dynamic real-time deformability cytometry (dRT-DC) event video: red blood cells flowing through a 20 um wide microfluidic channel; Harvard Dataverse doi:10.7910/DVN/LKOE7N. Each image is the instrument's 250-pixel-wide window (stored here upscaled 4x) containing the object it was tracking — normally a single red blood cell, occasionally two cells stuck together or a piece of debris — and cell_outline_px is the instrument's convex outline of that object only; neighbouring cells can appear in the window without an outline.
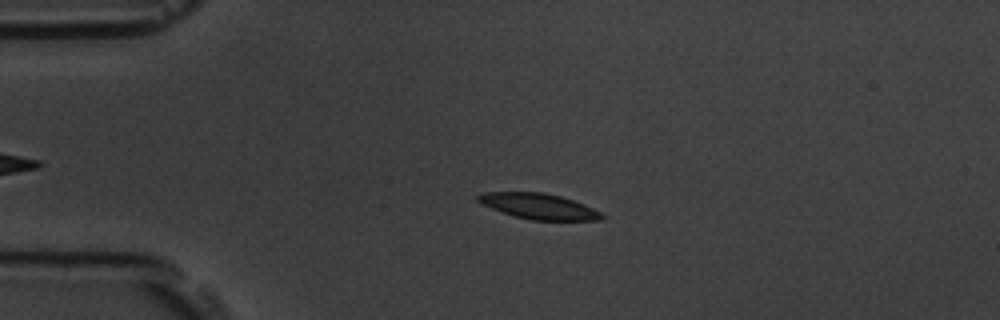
{"species": "common noctule bat (a hibernating species)", "species_latin": "Nyctalus noctula", "temperature_condition": "room temperature", "stored_images_in_passage": 56, "camera_frame_rate_fps": 3000, "um_per_image_px": 0.085, "animal": {"sex": "male", "body_mass_g": 19.5, "forearm_length_mm": 54.6}, "frame": {"image": 1, "passage_image": 13, "time_ms": 4.0, "image_size_px": [1000, 320], "cell_outline_px": [[604, 220], [532, 220], [516, 216], [492, 208], [476, 200], [472, 196], [484, 192], [544, 192], [560, 196], [584, 204], [600, 212], [604, 216]], "centroid_in_image_um": [45.78, 17.52], "position_along_channel_um": 39.2, "area_um2": 18.32}}
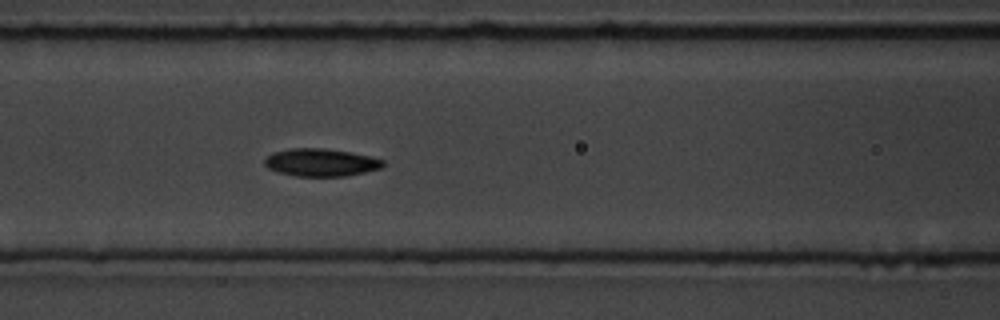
{"frame": {"image": 2, "passage_image": 24, "time_ms": 7.667, "image_size_px": [1000, 320], "cell_outline_px": [[384, 164], [380, 168], [364, 172], [344, 176], [296, 176], [276, 172], [268, 168], [264, 164], [264, 160], [272, 152], [292, 148], [324, 148], [348, 152], [368, 156], [384, 160]], "centroid_in_image_um": [27.22, 13.81], "position_along_channel_um": 139.4, "area_um2": 18.96}}
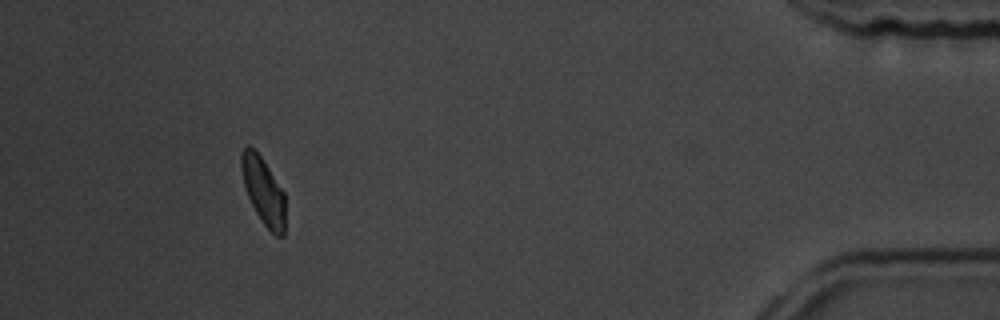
{"frame": {"image": 3, "passage_image": 52, "time_ms": 17.0, "image_size_px": [1000, 320], "cell_outline_px": [[284, 236], [276, 236], [264, 224], [256, 212], [248, 196], [244, 184], [240, 168], [240, 152], [248, 144], [264, 160], [284, 192]], "centroid_in_image_um": [22.37, 16.19], "position_along_channel_um": 412.8, "area_um2": 16.99}, "authors_computed_cell_mechanics": {"area_um2": 18.4093, "velocity_mm_per_s": 3.605, "shape_relaxation_time_tau1_ms": 2.6954, "shape_relaxation_time_tau2_ms": 3.2383, "deformation_change_tau1": 0.1035, "deformation_change_tau2": 0.0786}}